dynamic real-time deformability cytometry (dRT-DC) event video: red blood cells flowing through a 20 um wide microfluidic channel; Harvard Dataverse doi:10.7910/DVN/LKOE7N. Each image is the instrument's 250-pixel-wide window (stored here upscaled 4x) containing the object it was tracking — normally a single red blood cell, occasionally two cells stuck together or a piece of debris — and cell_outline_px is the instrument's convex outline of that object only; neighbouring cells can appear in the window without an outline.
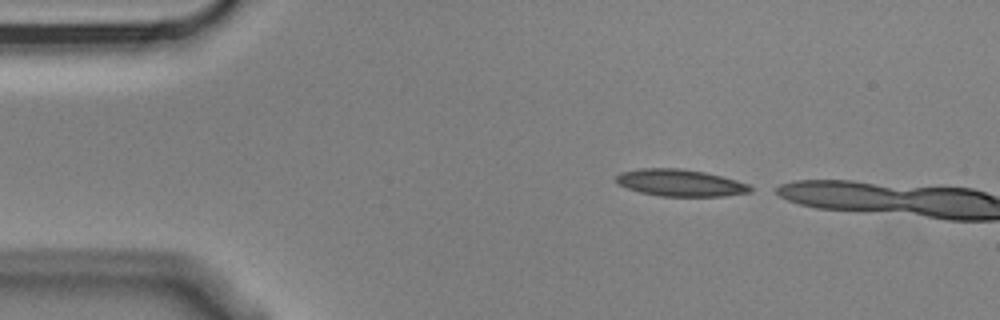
{"species": "Egyptian fruit bat (a non-hibernating species)", "species_latin": "Rousettus aegyptiacus", "temperature_condition": "cold", "stored_images_in_passage": 2, "camera_frame_rate_fps": 3000, "um_per_image_px": 0.085, "animal": {"sex": "male"}, "frame": {"image": 1, "passage_image": 1, "time_ms": 0.0, "image_size_px": [1000, 320], "cell_outline_px": [[752, 192], [724, 196], [660, 196], [640, 192], [616, 184], [616, 176], [620, 172], [640, 168], [680, 168], [704, 172], [736, 180], [748, 184], [752, 188]], "centroid_in_image_um": [57.8, 15.54], "position_along_channel_um": 27.2, "area_um2": 21.04}}